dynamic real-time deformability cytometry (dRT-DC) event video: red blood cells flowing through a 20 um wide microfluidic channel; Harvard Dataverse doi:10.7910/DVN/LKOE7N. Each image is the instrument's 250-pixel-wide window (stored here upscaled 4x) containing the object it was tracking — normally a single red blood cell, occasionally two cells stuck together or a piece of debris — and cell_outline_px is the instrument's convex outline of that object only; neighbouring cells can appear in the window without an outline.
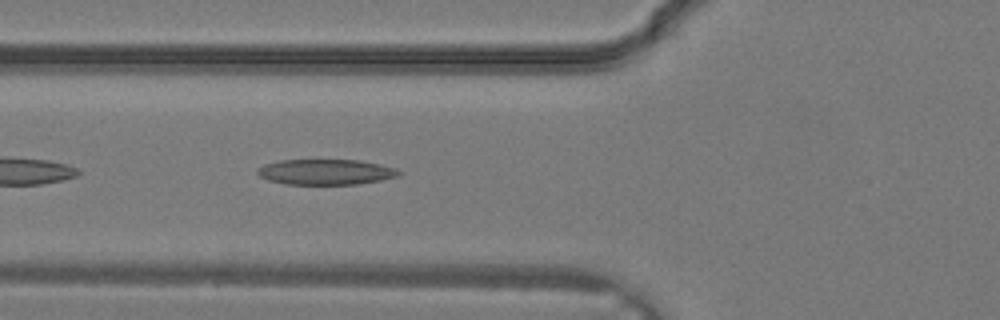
{"species": "common noctule bat (a hibernating species)", "species_latin": "Nyctalus noctula", "temperature_condition": "warm", "stored_images_in_passage": 7, "camera_frame_rate_fps": 3000, "um_per_image_px": 0.085, "animal": {"sex": "male", "body_mass_g": 19.2, "forearm_length_mm": 51.8}, "frame": {"image": 1, "passage_image": 7, "time_ms": 2.0, "image_size_px": [1000, 320], "cell_outline_px": [[404, 172], [396, 176], [380, 180], [356, 184], [284, 184], [268, 180], [260, 176], [256, 172], [256, 168], [264, 164], [280, 160], [360, 160], [380, 164], [396, 168]], "centroid_in_image_um": [27.67, 14.61], "position_along_channel_um": 98.1, "area_um2": 21.04}}